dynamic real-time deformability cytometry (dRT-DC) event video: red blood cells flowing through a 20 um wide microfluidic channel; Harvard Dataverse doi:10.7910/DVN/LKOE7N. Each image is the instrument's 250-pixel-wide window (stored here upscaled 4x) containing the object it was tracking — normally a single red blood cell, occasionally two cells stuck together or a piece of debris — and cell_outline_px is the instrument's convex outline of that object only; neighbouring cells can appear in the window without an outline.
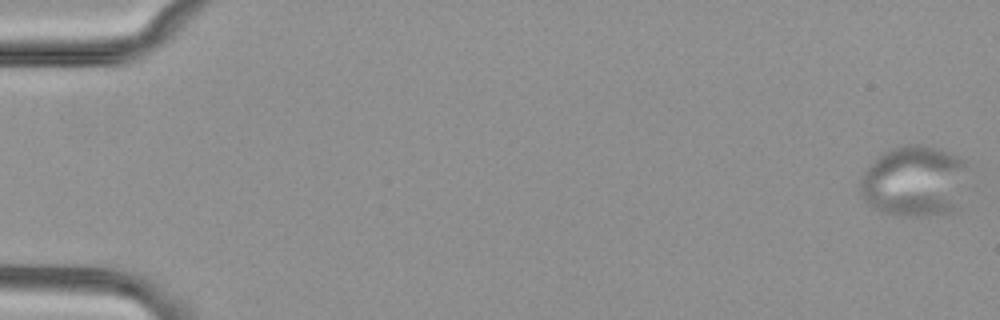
{"species": "common noctule bat (a hibernating species)", "species_latin": "Nyctalus noctula", "temperature_condition": "cold", "stored_images_in_passage": 11, "camera_frame_rate_fps": 3000, "um_per_image_px": 0.085, "animal": {"sex": "female", "body_mass_g": 29.2, "forearm_length_mm": 56.3}, "frame": {"image": 1, "passage_image": 1, "time_ms": 0.0, "image_size_px": [1000, 320], "cell_outline_px": [[968, 168], [952, 212], [924, 216], [908, 216], [884, 212], [868, 204], [860, 196], [860, 180], [864, 172], [880, 156], [892, 148], [900, 144], [920, 144], [956, 156], [964, 160]], "centroid_in_image_um": [77.67, 15.4], "position_along_channel_um": 7.3, "area_um2": 43.58}}